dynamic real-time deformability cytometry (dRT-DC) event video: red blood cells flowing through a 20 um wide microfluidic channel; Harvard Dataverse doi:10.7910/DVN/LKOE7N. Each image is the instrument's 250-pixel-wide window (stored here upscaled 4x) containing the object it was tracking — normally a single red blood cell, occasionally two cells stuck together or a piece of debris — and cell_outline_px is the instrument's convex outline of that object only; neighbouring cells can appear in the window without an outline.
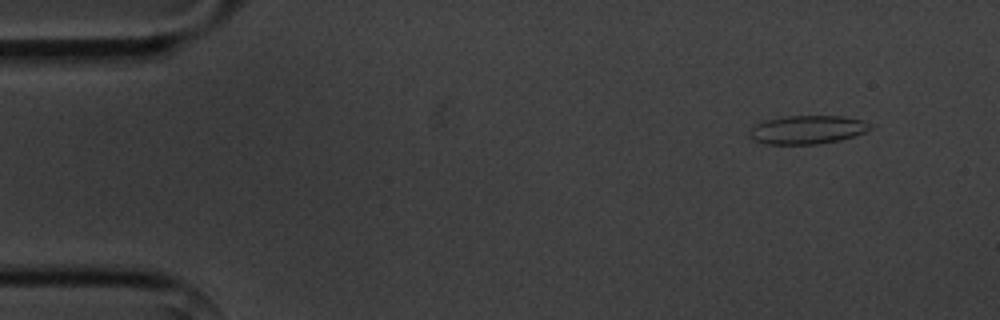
{"species": "common noctule bat (a hibernating species)", "species_latin": "Nyctalus noctula", "temperature_condition": "cold", "stored_images_in_passage": 8, "camera_frame_rate_fps": 3000, "um_per_image_px": 0.085, "animal": {"sex": "male", "body_mass_g": 20.1, "forearm_length_mm": 53.5}, "frame": {"image": 1, "passage_image": 1, "time_ms": 0.0, "image_size_px": [1000, 320], "cell_outline_px": [[872, 128], [864, 132], [840, 140], [816, 144], [764, 144], [752, 140], [748, 136], [752, 128], [756, 124], [764, 120], [784, 116], [844, 116], [860, 120], [872, 124]], "centroid_in_image_um": [68.58, 11.02], "position_along_channel_um": 16.4, "area_um2": 20.06}}
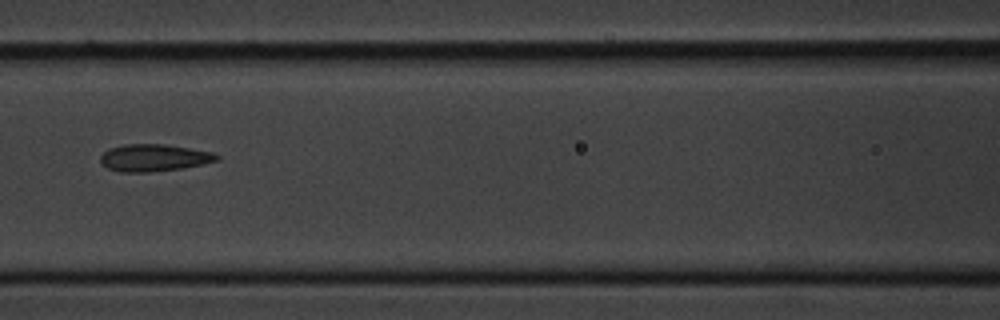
{"frame": {"image": 2, "passage_image": 6, "time_ms": 6.333, "image_size_px": [1000, 320], "cell_outline_px": [[220, 160], [184, 168], [148, 172], [120, 172], [108, 168], [100, 160], [100, 156], [108, 148], [124, 144], [164, 144], [212, 152], [220, 156]], "centroid_in_image_um": [13.09, 13.41], "position_along_channel_um": 153.5, "area_um2": 18.38}}
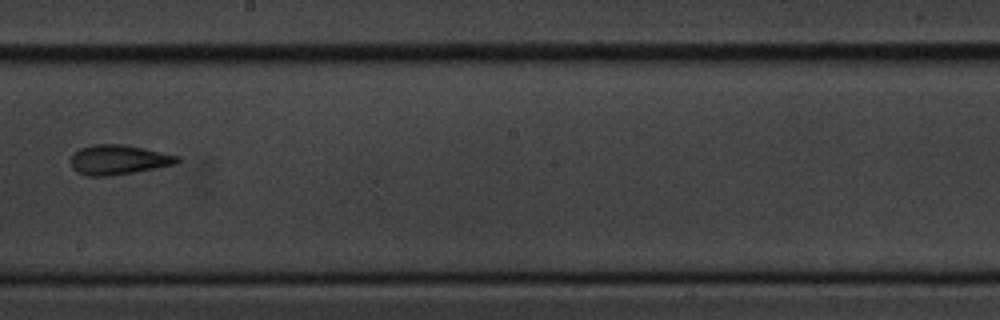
{"frame": {"image": 3, "passage_image": 8, "time_ms": 8.667, "image_size_px": [1000, 320], "cell_outline_px": [[184, 160], [176, 164], [156, 168], [108, 176], [88, 176], [76, 172], [72, 168], [72, 152], [80, 148], [92, 144], [124, 144], [144, 148], [180, 156]], "centroid_in_image_um": [10.09, 13.57], "position_along_channel_um": 238.1, "area_um2": 18.61}}